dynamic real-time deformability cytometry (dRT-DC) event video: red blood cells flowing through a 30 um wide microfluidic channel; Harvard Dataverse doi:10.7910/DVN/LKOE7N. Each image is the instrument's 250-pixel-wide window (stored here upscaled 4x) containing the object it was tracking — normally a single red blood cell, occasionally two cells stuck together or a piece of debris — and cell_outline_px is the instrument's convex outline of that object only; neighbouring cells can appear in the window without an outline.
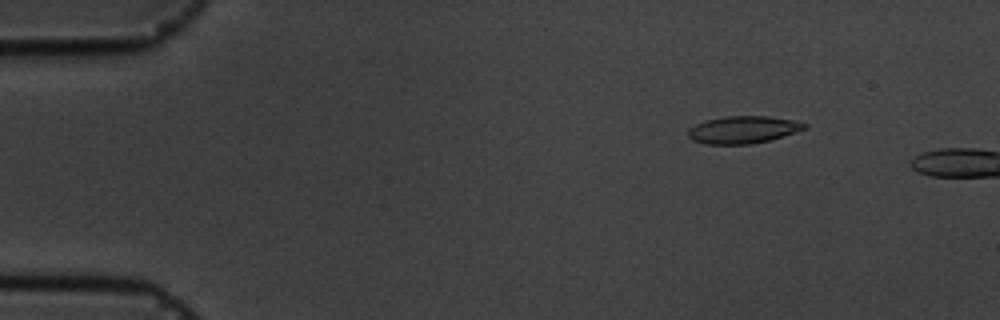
{"species": "common noctule bat (a hibernating species)", "species_latin": "Nyctalus noctula", "temperature_condition": "cold", "stored_images_in_passage": 2, "camera_frame_rate_fps": 3000, "um_per_image_px": 0.085, "animal": {"sex": "male", "body_mass_g": 19.5, "forearm_length_mm": 54.6}, "frame": {"image": 1, "passage_image": 1, "time_ms": 0.0, "image_size_px": [1000, 320], "cell_outline_px": [[808, 128], [772, 140], [752, 144], [704, 144], [692, 140], [688, 136], [688, 128], [704, 120], [724, 116], [768, 116], [792, 120], [808, 124]], "centroid_in_image_um": [63.16, 11.03], "position_along_channel_um": 21.8, "area_um2": 18.79}}